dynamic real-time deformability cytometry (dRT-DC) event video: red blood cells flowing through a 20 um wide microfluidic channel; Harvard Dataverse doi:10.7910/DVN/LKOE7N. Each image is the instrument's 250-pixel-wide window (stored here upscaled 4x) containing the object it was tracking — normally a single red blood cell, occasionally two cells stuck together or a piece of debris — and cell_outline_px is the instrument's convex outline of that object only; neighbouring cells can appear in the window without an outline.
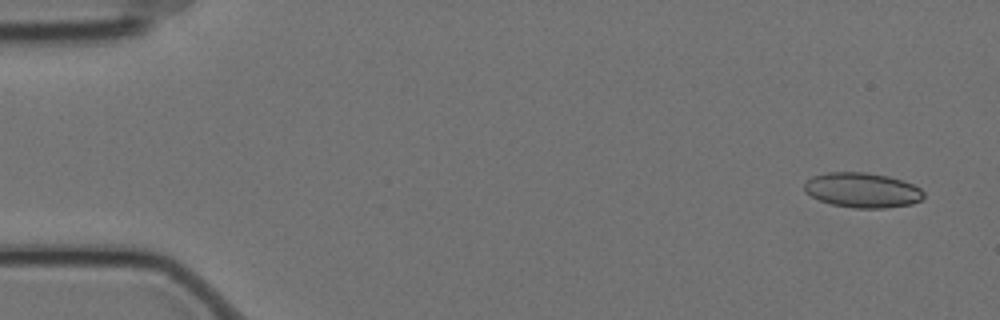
{"species": "Egyptian fruit bat (a non-hibernating species)", "species_latin": "Rousettus aegyptiacus", "temperature_condition": "cold", "stored_images_in_passage": 4, "camera_frame_rate_fps": 3000, "um_per_image_px": 0.085, "animal": {"sex": "female"}, "frame": {"image": 1, "passage_image": 1, "time_ms": 0.0, "image_size_px": [1000, 320], "cell_outline_px": [[924, 196], [920, 200], [912, 204], [884, 208], [852, 208], [832, 204], [820, 200], [804, 192], [804, 184], [812, 176], [828, 172], [864, 172], [888, 176], [912, 184], [920, 188], [924, 192]], "centroid_in_image_um": [73.29, 16.16], "position_along_channel_um": 11.7, "area_um2": 24.22}}
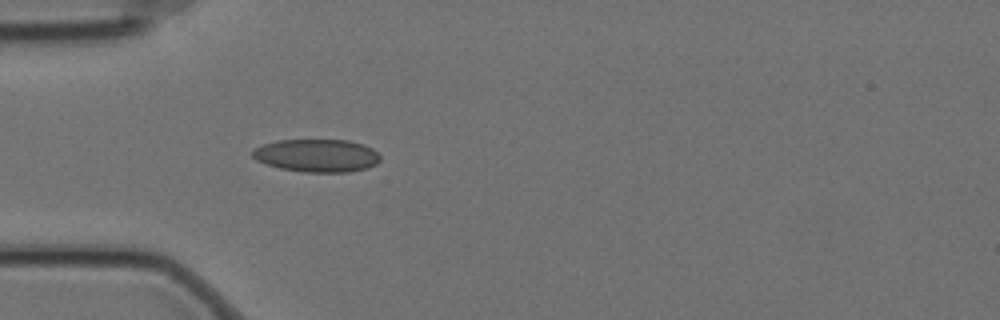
{"frame": {"image": 2, "passage_image": 4, "time_ms": 1.0, "image_size_px": [1000, 320], "cell_outline_px": [[380, 160], [376, 164], [368, 168], [348, 172], [304, 172], [280, 168], [256, 160], [252, 156], [252, 152], [256, 148], [264, 144], [276, 140], [348, 140], [364, 144], [372, 148], [380, 156]], "centroid_in_image_um": [26.96, 13.22], "position_along_channel_um": 58.0, "area_um2": 24.45}}